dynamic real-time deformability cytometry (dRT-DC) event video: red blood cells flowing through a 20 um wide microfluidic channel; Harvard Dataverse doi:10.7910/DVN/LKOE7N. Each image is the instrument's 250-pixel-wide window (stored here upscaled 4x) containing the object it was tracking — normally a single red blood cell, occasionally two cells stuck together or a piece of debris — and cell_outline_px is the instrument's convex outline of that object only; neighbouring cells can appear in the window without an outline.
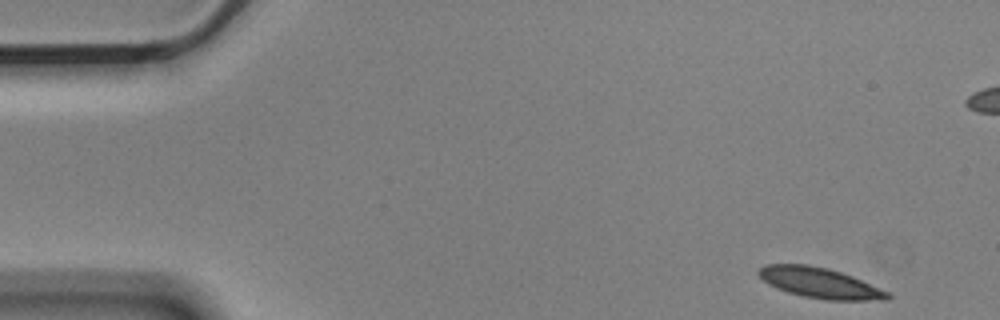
{"species": "Egyptian fruit bat (a non-hibernating species)", "species_latin": "Rousettus aegyptiacus", "temperature_condition": "cold", "stored_images_in_passage": 11, "segment_of_instrument_passage": [1, 2], "camera_frame_rate_fps": 3000, "um_per_image_px": 0.085, "animal": {"sex": "male"}, "frame": {"image": 1, "passage_image": 1, "time_ms": 0.0, "image_size_px": [1000, 320], "cell_outline_px": [[892, 296], [888, 300], [824, 300], [804, 296], [788, 292], [776, 288], [768, 284], [756, 272], [760, 268], [768, 264], [808, 264], [828, 268], [852, 276], [888, 292]], "centroid_in_image_um": [69.68, 24.05], "position_along_channel_um": 15.3, "area_um2": 22.72}}
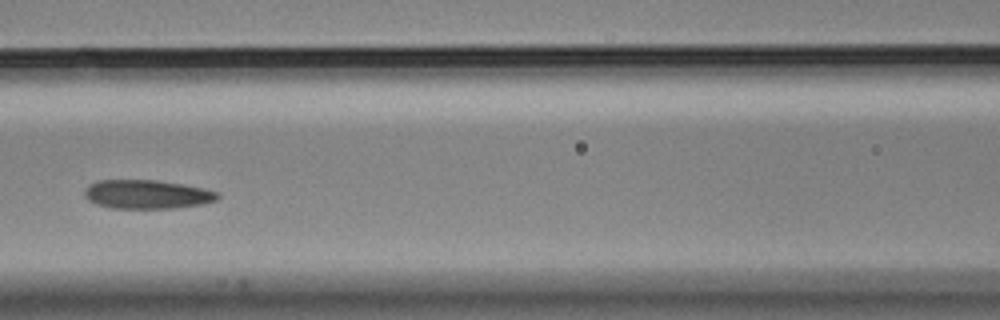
{"frame": {"image": 2, "passage_image": 6, "time_ms": 1.667, "image_size_px": [1000, 320], "cell_outline_px": [[220, 196], [216, 200], [200, 204], [172, 208], [112, 208], [96, 204], [88, 200], [84, 196], [84, 188], [88, 184], [100, 180], [156, 180], [204, 188], [216, 192]], "centroid_in_image_um": [12.43, 16.51], "position_along_channel_um": 154.2, "area_um2": 22.25}}
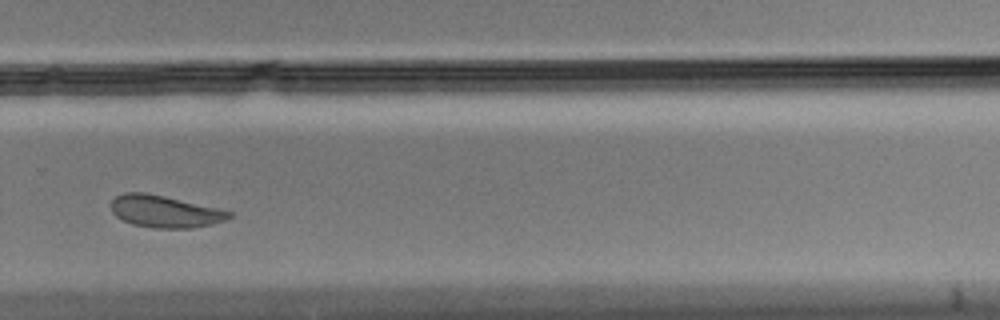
{"frame": {"image": 3, "passage_image": 10, "time_ms": 3.0, "image_size_px": [1000, 320], "cell_outline_px": [[232, 216], [228, 220], [212, 224], [192, 228], [152, 228], [132, 224], [116, 216], [112, 212], [112, 200], [116, 196], [124, 192], [144, 192], [164, 196], [220, 208], [232, 212]], "centroid_in_image_um": [14.05, 17.98], "position_along_channel_um": 315.8, "area_um2": 22.14}}